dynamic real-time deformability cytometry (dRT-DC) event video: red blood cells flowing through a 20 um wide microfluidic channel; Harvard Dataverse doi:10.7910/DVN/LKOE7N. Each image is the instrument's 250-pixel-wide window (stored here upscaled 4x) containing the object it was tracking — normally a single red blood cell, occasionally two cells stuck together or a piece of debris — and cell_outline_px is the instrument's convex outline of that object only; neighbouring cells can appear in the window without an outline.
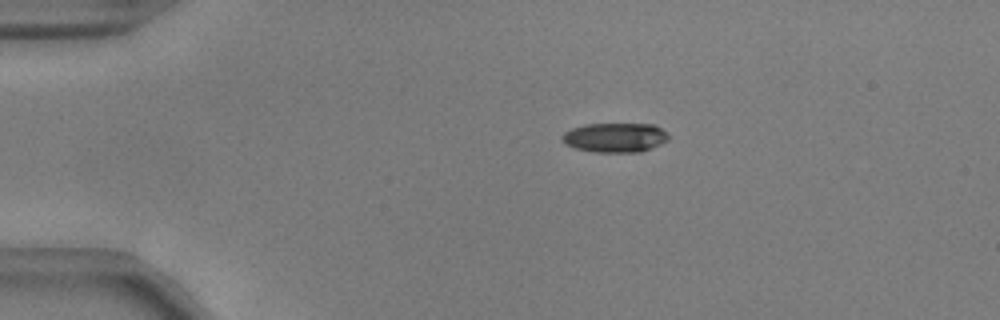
{"species": "common noctule bat (a hibernating species)", "species_latin": "Nyctalus noctula", "temperature_condition": "warm", "stored_images_in_passage": 44, "camera_frame_rate_fps": 3000, "um_per_image_px": 0.085, "animal": {"sex": "male", "body_mass_g": 17.9, "forearm_length_mm": 54.2}, "frame": {"image": 1, "passage_image": 1, "time_ms": 0.0, "image_size_px": [1000, 320], "cell_outline_px": [[668, 140], [660, 144], [640, 152], [596, 152], [576, 148], [564, 144], [560, 140], [560, 136], [564, 132], [572, 128], [584, 124], [652, 124], [660, 128], [668, 136]], "centroid_in_image_um": [52.21, 11.69], "position_along_channel_um": 32.8, "area_um2": 18.21}}
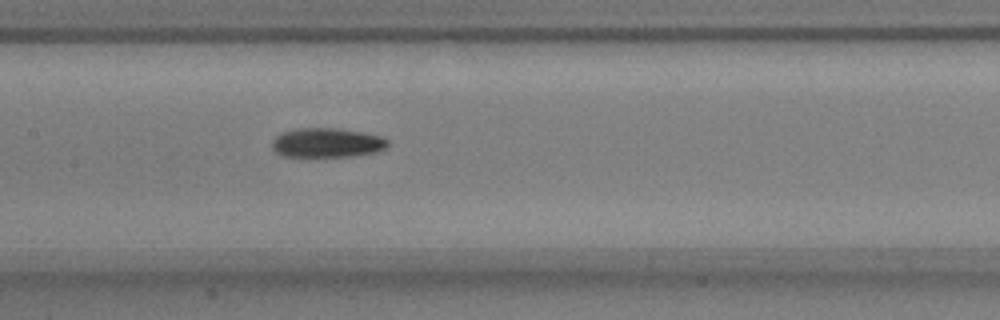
{"frame": {"image": 2, "passage_image": 17, "time_ms": 5.333, "image_size_px": [1000, 320], "cell_outline_px": [[388, 148], [376, 152], [352, 156], [308, 160], [280, 156], [272, 148], [272, 140], [280, 132], [296, 128], [340, 128], [380, 136], [388, 140]], "centroid_in_image_um": [27.71, 12.19], "position_along_channel_um": 179.7, "area_um2": 20.98}}
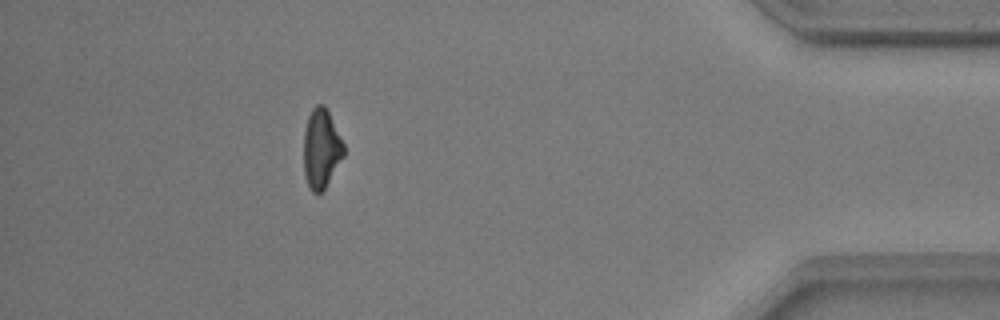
{"frame": {"image": 3, "passage_image": 39, "time_ms": 12.667, "image_size_px": [1000, 320], "cell_outline_px": [[344, 156], [324, 188], [320, 192], [312, 192], [304, 176], [304, 132], [308, 116], [312, 108], [316, 104], [324, 104], [344, 144]], "centroid_in_image_um": [27.3, 12.61], "position_along_channel_um": 407.9, "area_um2": 18.26}, "authors_computed_cell_mechanics": {"area_um2": 19.4208, "velocity_mm_per_s": 3.7389, "shape_relaxation_time_tau1_ms": 3.2162, "shape_relaxation_time_tau2_ms": null, "deformation_change_tau1": 0.1414, "deformation_change_tau2": null}}